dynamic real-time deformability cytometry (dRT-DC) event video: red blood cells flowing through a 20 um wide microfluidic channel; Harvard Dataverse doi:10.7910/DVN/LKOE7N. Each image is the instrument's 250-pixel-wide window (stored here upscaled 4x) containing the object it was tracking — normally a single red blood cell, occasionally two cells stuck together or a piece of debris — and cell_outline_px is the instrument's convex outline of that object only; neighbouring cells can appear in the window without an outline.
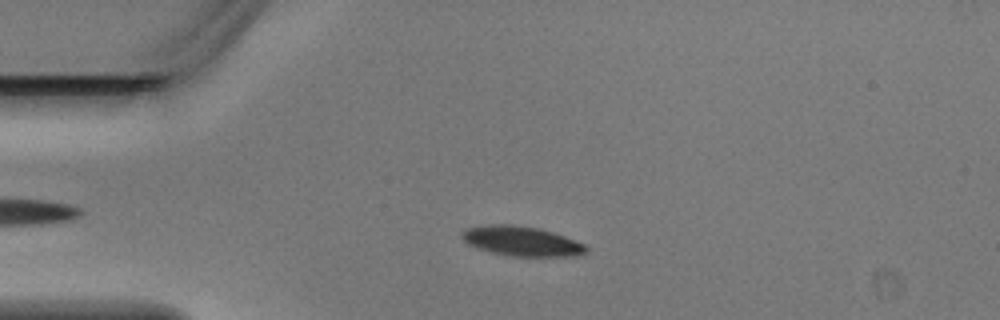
{"species": "Egyptian fruit bat (a non-hibernating species)", "species_latin": "Rousettus aegyptiacus", "temperature_condition": "warm", "stored_images_in_passage": 5, "camera_frame_rate_fps": 3000, "um_per_image_px": 0.085, "animal": {"sex": "male"}, "frame": {"image": 1, "passage_image": 4, "time_ms": 1.0, "image_size_px": [1000, 320], "cell_outline_px": [[588, 252], [576, 256], [516, 256], [488, 252], [476, 248], [468, 244], [464, 240], [464, 232], [468, 228], [488, 224], [512, 224], [540, 228], [564, 236], [584, 244], [588, 248]], "centroid_in_image_um": [44.37, 20.5], "position_along_channel_um": 40.6, "area_um2": 21.39}}